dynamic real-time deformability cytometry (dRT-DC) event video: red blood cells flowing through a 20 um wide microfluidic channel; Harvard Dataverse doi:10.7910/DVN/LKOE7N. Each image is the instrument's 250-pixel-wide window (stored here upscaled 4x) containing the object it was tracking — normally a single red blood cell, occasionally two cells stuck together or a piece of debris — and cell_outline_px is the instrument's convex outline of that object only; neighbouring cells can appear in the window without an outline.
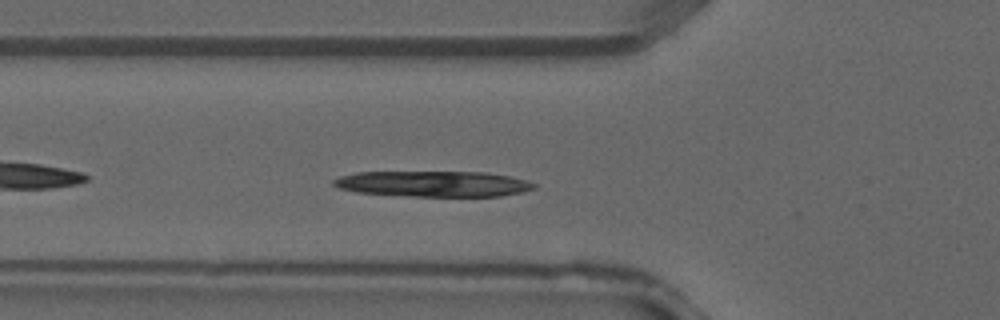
{"species": "common noctule bat (a hibernating species)", "species_latin": "Nyctalus noctula", "temperature_condition": "warm", "stored_images_in_passage": 7, "camera_frame_rate_fps": 3000, "um_per_image_px": 0.085, "animal": {"sex": "male", "forearm_length_mm": 52.5}, "frame": {"image": 1, "passage_image": 7, "time_ms": 2.0, "image_size_px": [1000, 320], "cell_outline_px": [[536, 188], [520, 192], [500, 196], [412, 196], [356, 192], [340, 188], [332, 184], [332, 180], [340, 176], [356, 172], [484, 172], [512, 176], [536, 184]], "centroid_in_image_um": [36.82, 15.62], "position_along_channel_um": 89.0, "area_um2": 29.94}}